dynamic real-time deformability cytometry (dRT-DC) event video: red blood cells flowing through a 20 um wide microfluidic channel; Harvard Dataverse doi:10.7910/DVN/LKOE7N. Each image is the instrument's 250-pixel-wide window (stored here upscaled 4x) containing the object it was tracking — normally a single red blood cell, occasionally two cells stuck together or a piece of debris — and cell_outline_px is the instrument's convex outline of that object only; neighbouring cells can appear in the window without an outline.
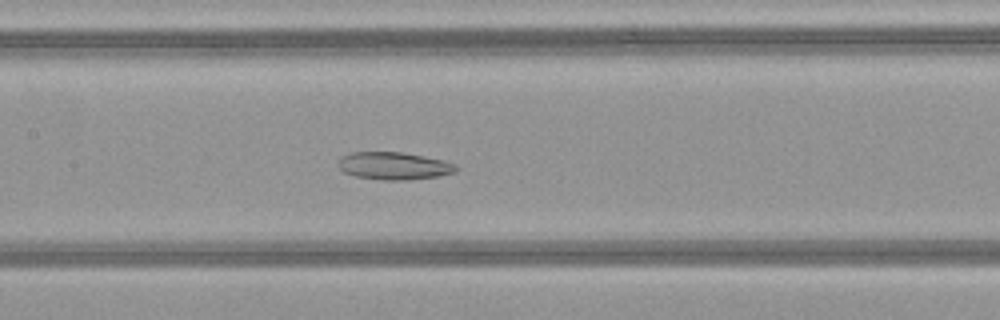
{"species": "common noctule bat (a hibernating species)", "species_latin": "Nyctalus noctula", "temperature_condition": "warm", "stored_images_in_passage": 52, "camera_frame_rate_fps": 3000, "um_per_image_px": 0.085, "animal": {"sex": "female", "body_mass_g": 21.9}, "frame": {"image": 1, "passage_image": 25, "time_ms": 8.0, "image_size_px": [1000, 320], "cell_outline_px": [[456, 172], [436, 176], [412, 180], [380, 180], [356, 176], [344, 172], [336, 164], [336, 160], [340, 156], [352, 152], [400, 152], [424, 156], [444, 160], [456, 164]], "centroid_in_image_um": [33.44, 14.09], "position_along_channel_um": 174.0, "area_um2": 19.07}}
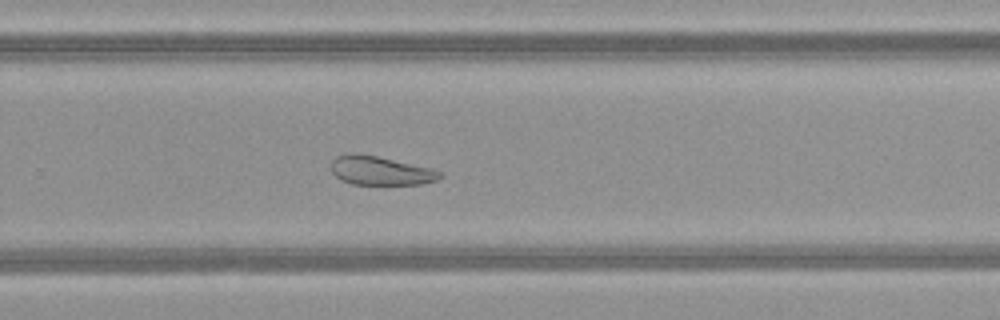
{"frame": {"image": 2, "passage_image": 34, "time_ms": 11.0, "image_size_px": [1000, 320], "cell_outline_px": [[444, 176], [436, 180], [420, 184], [352, 184], [340, 180], [332, 172], [332, 160], [336, 156], [348, 152], [352, 152], [376, 156], [432, 168], [444, 172]], "centroid_in_image_um": [32.35, 14.5], "position_along_channel_um": 297.5, "area_um2": 18.38}}
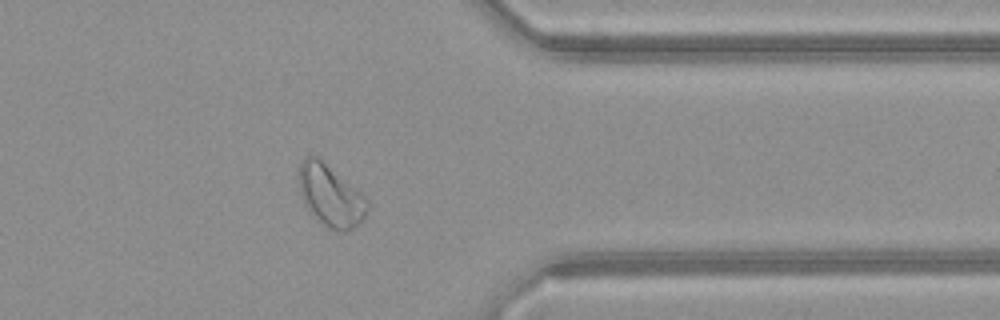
{"frame": {"image": 3, "passage_image": 41, "time_ms": 13.333, "image_size_px": [1000, 320], "cell_outline_px": [[368, 208], [360, 224], [348, 232], [344, 232], [320, 224], [304, 204], [300, 196], [296, 180], [296, 176], [300, 164], [312, 152], [360, 192], [368, 200]], "centroid_in_image_um": [28.04, 16.63], "position_along_channel_um": 383.4, "area_um2": 24.85}}